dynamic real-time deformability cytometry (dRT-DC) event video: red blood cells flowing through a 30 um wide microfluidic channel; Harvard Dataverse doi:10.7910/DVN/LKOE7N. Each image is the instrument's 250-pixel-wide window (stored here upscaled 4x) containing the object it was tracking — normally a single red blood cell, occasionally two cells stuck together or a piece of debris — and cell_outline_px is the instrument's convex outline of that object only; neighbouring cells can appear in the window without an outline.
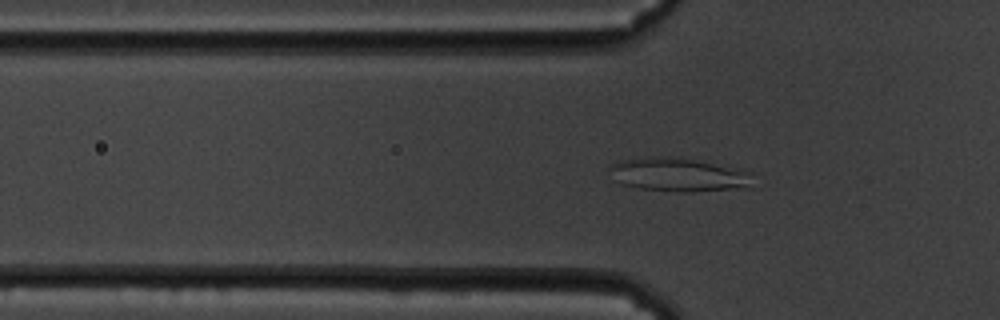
{"species": "common noctule bat (a hibernating species)", "species_latin": "Nyctalus noctula", "temperature_condition": "cold", "stored_images_in_passage": 61, "camera_frame_rate_fps": 3000, "um_per_image_px": 0.085, "animal": {"sex": "male", "body_mass_g": 19.5, "forearm_length_mm": 54.6}, "frame": {"image": 1, "passage_image": 20, "time_ms": 6.333, "image_size_px": [1000, 320], "cell_outline_px": [[752, 188], [692, 192], [676, 192], [636, 188], [620, 184], [612, 180], [608, 168], [608, 164], [620, 160], [664, 156], [668, 156], [692, 160], [736, 168], [752, 172]], "centroid_in_image_um": [57.64, 14.88], "position_along_channel_um": 68.2, "area_um2": 28.55}}
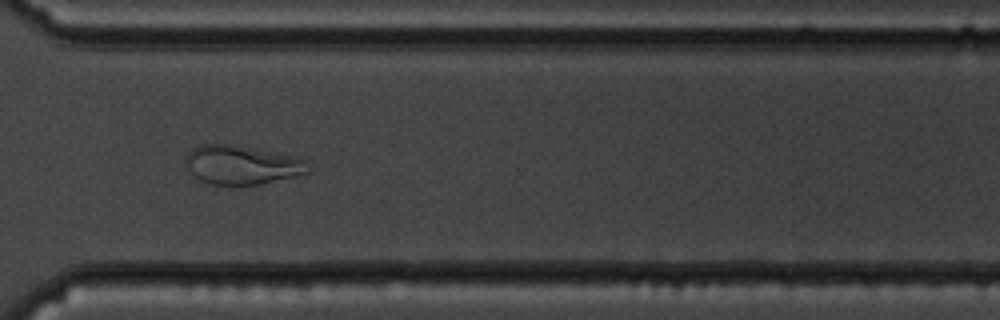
{"frame": {"image": 2, "passage_image": 45, "time_ms": 14.667, "image_size_px": [1000, 320], "cell_outline_px": [[308, 172], [304, 176], [256, 184], [212, 184], [200, 180], [184, 168], [184, 156], [192, 148], [200, 144], [236, 144], [256, 148], [292, 156], [304, 160]], "centroid_in_image_um": [20.49, 14.0], "position_along_channel_um": 350.1, "area_um2": 28.03}}
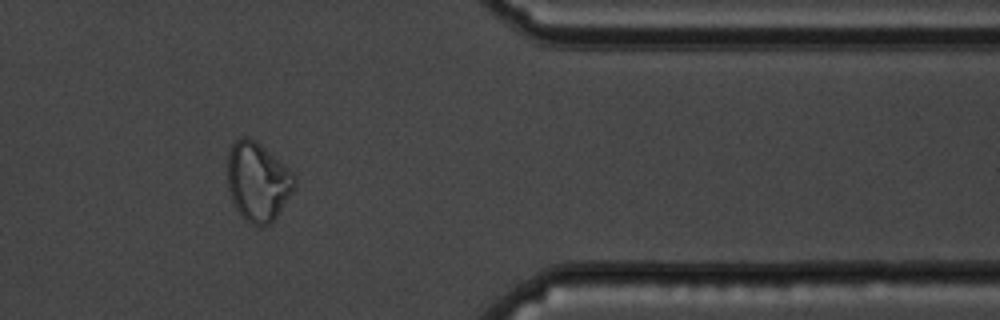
{"frame": {"image": 3, "passage_image": 50, "time_ms": 16.333, "image_size_px": [1000, 320], "cell_outline_px": [[296, 188], [276, 216], [268, 224], [260, 228], [244, 220], [236, 208], [232, 200], [228, 188], [228, 152], [232, 144], [236, 140], [244, 136], [256, 140], [284, 164], [296, 176]], "centroid_in_image_um": [21.92, 15.44], "position_along_channel_um": 389.5, "area_um2": 30.92}}